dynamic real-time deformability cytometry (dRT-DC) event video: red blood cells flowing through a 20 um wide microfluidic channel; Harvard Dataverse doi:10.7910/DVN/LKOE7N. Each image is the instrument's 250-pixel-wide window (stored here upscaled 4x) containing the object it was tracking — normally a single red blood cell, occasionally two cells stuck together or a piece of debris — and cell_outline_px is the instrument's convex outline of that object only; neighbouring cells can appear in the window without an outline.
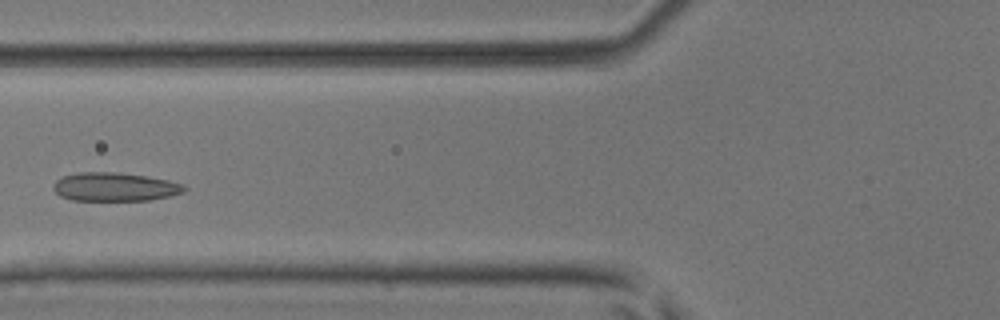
{"species": "common noctule bat (a hibernating species)", "species_latin": "Nyctalus noctula", "temperature_condition": "room temperature", "stored_images_in_passage": 5, "camera_frame_rate_fps": 3000, "um_per_image_px": 0.085, "animal": {"sex": "male", "body_mass_g": 17.9, "forearm_length_mm": 54.2}, "frame": {"image": 1, "passage_image": 5, "time_ms": 1.333, "image_size_px": [1000, 320], "cell_outline_px": [[188, 188], [184, 192], [168, 196], [148, 200], [72, 200], [60, 196], [52, 188], [52, 184], [56, 180], [64, 176], [80, 172], [116, 172], [144, 176], [168, 180], [184, 184]], "centroid_in_image_um": [9.75, 15.88], "position_along_channel_um": 116.1, "area_um2": 21.73}}